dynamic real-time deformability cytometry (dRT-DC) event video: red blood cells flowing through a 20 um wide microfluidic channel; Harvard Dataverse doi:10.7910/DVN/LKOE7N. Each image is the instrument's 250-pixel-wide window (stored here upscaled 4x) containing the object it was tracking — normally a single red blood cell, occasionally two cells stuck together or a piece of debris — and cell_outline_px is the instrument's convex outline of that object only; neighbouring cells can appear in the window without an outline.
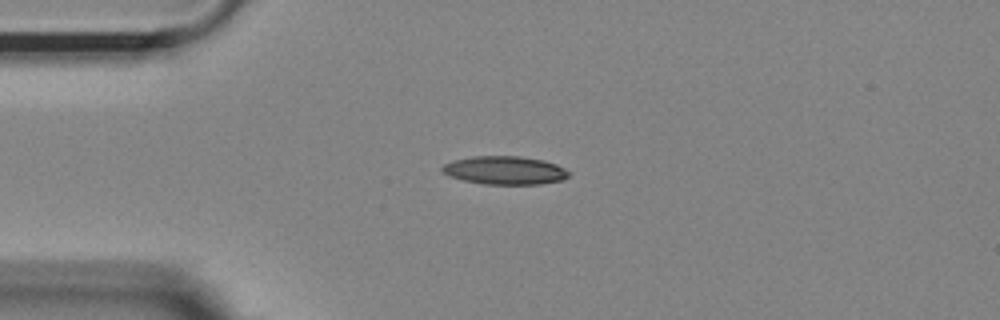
{"species": "Egyptian fruit bat (a non-hibernating species)", "species_latin": "Rousettus aegyptiacus", "temperature_condition": "room temperature", "stored_images_in_passage": 34, "camera_frame_rate_fps": 3000, "um_per_image_px": 0.085, "animal": {"sex": "female"}, "frame": {"image": 1, "passage_image": 1, "time_ms": 0.0, "image_size_px": [1000, 320], "cell_outline_px": [[572, 172], [564, 180], [540, 184], [484, 184], [464, 180], [448, 176], [440, 172], [440, 168], [444, 164], [452, 160], [472, 156], [520, 156], [544, 160], [556, 164]], "centroid_in_image_um": [42.9, 14.47], "position_along_channel_um": 42.1, "area_um2": 21.15}}
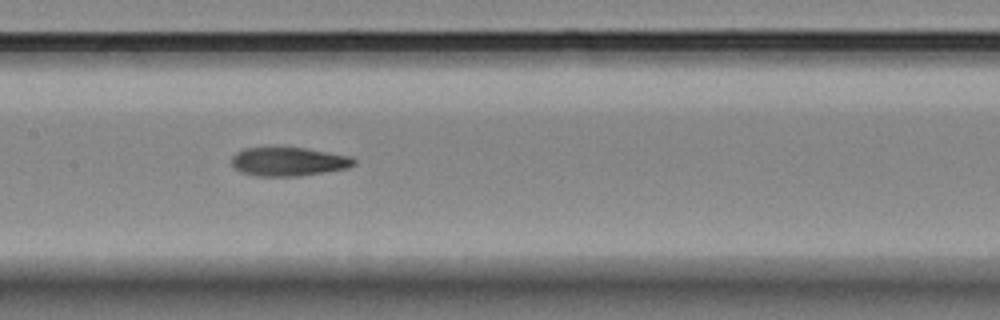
{"frame": {"image": 2, "passage_image": 14, "time_ms": 4.333, "image_size_px": [1000, 320], "cell_outline_px": [[356, 164], [348, 168], [300, 176], [256, 176], [240, 172], [232, 164], [232, 156], [236, 152], [244, 148], [304, 148], [352, 156], [356, 160]], "centroid_in_image_um": [24.55, 13.74], "position_along_channel_um": 182.9, "area_um2": 20.46}}
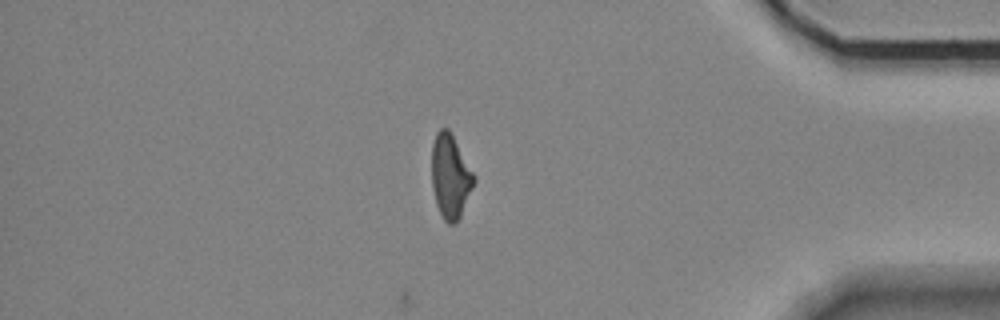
{"frame": {"image": 3, "passage_image": 34, "time_ms": 11.0, "image_size_px": [1000, 320], "cell_outline_px": [[476, 180], [460, 216], [452, 224], [448, 224], [444, 220], [436, 204], [432, 188], [432, 144], [436, 132], [440, 128], [448, 128], [476, 176]], "centroid_in_image_um": [38.28, 14.97], "position_along_channel_um": 396.9, "area_um2": 20.52}}